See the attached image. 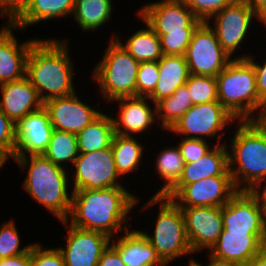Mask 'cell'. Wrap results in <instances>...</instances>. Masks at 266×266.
Segmentation results:
<instances>
[{"mask_svg":"<svg viewBox=\"0 0 266 266\" xmlns=\"http://www.w3.org/2000/svg\"><path fill=\"white\" fill-rule=\"evenodd\" d=\"M136 203L137 198L123 187L73 191L70 225L111 238L113 231L122 229V222Z\"/></svg>","mask_w":266,"mask_h":266,"instance_id":"6da1fadb","label":"cell"},{"mask_svg":"<svg viewBox=\"0 0 266 266\" xmlns=\"http://www.w3.org/2000/svg\"><path fill=\"white\" fill-rule=\"evenodd\" d=\"M67 49L66 44L58 40L37 39L32 44L26 62V77L43 102L75 93L73 66ZM43 91L47 93L43 95Z\"/></svg>","mask_w":266,"mask_h":266,"instance_id":"7a4b0ae2","label":"cell"},{"mask_svg":"<svg viewBox=\"0 0 266 266\" xmlns=\"http://www.w3.org/2000/svg\"><path fill=\"white\" fill-rule=\"evenodd\" d=\"M216 83L218 102L234 118L252 120L253 111L264 107L259 101L253 63L247 57L231 59L216 76Z\"/></svg>","mask_w":266,"mask_h":266,"instance_id":"3957f363","label":"cell"},{"mask_svg":"<svg viewBox=\"0 0 266 266\" xmlns=\"http://www.w3.org/2000/svg\"><path fill=\"white\" fill-rule=\"evenodd\" d=\"M239 122L231 145L232 155L228 154L229 172L238 191H251L266 178V137L251 120ZM233 163H237L236 170L231 169ZM242 181L245 186L240 189Z\"/></svg>","mask_w":266,"mask_h":266,"instance_id":"277c9868","label":"cell"},{"mask_svg":"<svg viewBox=\"0 0 266 266\" xmlns=\"http://www.w3.org/2000/svg\"><path fill=\"white\" fill-rule=\"evenodd\" d=\"M25 190L67 226L72 196L67 194V174L64 167L52 163L43 154L30 155Z\"/></svg>","mask_w":266,"mask_h":266,"instance_id":"5b68a950","label":"cell"},{"mask_svg":"<svg viewBox=\"0 0 266 266\" xmlns=\"http://www.w3.org/2000/svg\"><path fill=\"white\" fill-rule=\"evenodd\" d=\"M159 202L160 212L156 220L154 236L142 233L154 247L161 260L167 264L172 259L184 254L193 253V251L186 235L182 209L172 199L162 195H154L147 205L151 206Z\"/></svg>","mask_w":266,"mask_h":266,"instance_id":"8992f818","label":"cell"},{"mask_svg":"<svg viewBox=\"0 0 266 266\" xmlns=\"http://www.w3.org/2000/svg\"><path fill=\"white\" fill-rule=\"evenodd\" d=\"M93 72L108 100L136 96L139 62L114 38Z\"/></svg>","mask_w":266,"mask_h":266,"instance_id":"52a82bcc","label":"cell"},{"mask_svg":"<svg viewBox=\"0 0 266 266\" xmlns=\"http://www.w3.org/2000/svg\"><path fill=\"white\" fill-rule=\"evenodd\" d=\"M189 73L216 77L231 61L208 22H201L185 53Z\"/></svg>","mask_w":266,"mask_h":266,"instance_id":"ba28073f","label":"cell"},{"mask_svg":"<svg viewBox=\"0 0 266 266\" xmlns=\"http://www.w3.org/2000/svg\"><path fill=\"white\" fill-rule=\"evenodd\" d=\"M237 192L232 176H213L187 185H174L164 196L172 199L180 208L222 207Z\"/></svg>","mask_w":266,"mask_h":266,"instance_id":"9c48e42d","label":"cell"},{"mask_svg":"<svg viewBox=\"0 0 266 266\" xmlns=\"http://www.w3.org/2000/svg\"><path fill=\"white\" fill-rule=\"evenodd\" d=\"M73 164L76 165L73 191L123 187L115 180L120 175L115 166L111 146L79 154Z\"/></svg>","mask_w":266,"mask_h":266,"instance_id":"30bf717a","label":"cell"},{"mask_svg":"<svg viewBox=\"0 0 266 266\" xmlns=\"http://www.w3.org/2000/svg\"><path fill=\"white\" fill-rule=\"evenodd\" d=\"M48 112L44 107L29 113L15 124L16 147L13 159L26 167V153L44 154L48 148L53 132Z\"/></svg>","mask_w":266,"mask_h":266,"instance_id":"8fae6325","label":"cell"},{"mask_svg":"<svg viewBox=\"0 0 266 266\" xmlns=\"http://www.w3.org/2000/svg\"><path fill=\"white\" fill-rule=\"evenodd\" d=\"M139 15L156 34L194 32L201 23L182 0H163L142 7Z\"/></svg>","mask_w":266,"mask_h":266,"instance_id":"7c38bea8","label":"cell"},{"mask_svg":"<svg viewBox=\"0 0 266 266\" xmlns=\"http://www.w3.org/2000/svg\"><path fill=\"white\" fill-rule=\"evenodd\" d=\"M223 231L266 232V218L251 191H238L222 206Z\"/></svg>","mask_w":266,"mask_h":266,"instance_id":"4fadbf2b","label":"cell"},{"mask_svg":"<svg viewBox=\"0 0 266 266\" xmlns=\"http://www.w3.org/2000/svg\"><path fill=\"white\" fill-rule=\"evenodd\" d=\"M184 214L186 235L193 252L209 248L223 232L222 207L181 208Z\"/></svg>","mask_w":266,"mask_h":266,"instance_id":"5bb4252c","label":"cell"},{"mask_svg":"<svg viewBox=\"0 0 266 266\" xmlns=\"http://www.w3.org/2000/svg\"><path fill=\"white\" fill-rule=\"evenodd\" d=\"M43 107L48 112L54 130L74 134L82 131L101 114V112L81 102L75 93L49 99L44 102Z\"/></svg>","mask_w":266,"mask_h":266,"instance_id":"9a60e30c","label":"cell"},{"mask_svg":"<svg viewBox=\"0 0 266 266\" xmlns=\"http://www.w3.org/2000/svg\"><path fill=\"white\" fill-rule=\"evenodd\" d=\"M66 249L59 248L65 266H97L110 237L99 231L69 226Z\"/></svg>","mask_w":266,"mask_h":266,"instance_id":"2e32d148","label":"cell"},{"mask_svg":"<svg viewBox=\"0 0 266 266\" xmlns=\"http://www.w3.org/2000/svg\"><path fill=\"white\" fill-rule=\"evenodd\" d=\"M253 15L259 18L242 0H235L214 15L216 16V25L213 30L222 49L229 57L245 38Z\"/></svg>","mask_w":266,"mask_h":266,"instance_id":"e0dca14e","label":"cell"},{"mask_svg":"<svg viewBox=\"0 0 266 266\" xmlns=\"http://www.w3.org/2000/svg\"><path fill=\"white\" fill-rule=\"evenodd\" d=\"M234 117L218 102L192 105L170 131L215 136Z\"/></svg>","mask_w":266,"mask_h":266,"instance_id":"ac0fdd59","label":"cell"},{"mask_svg":"<svg viewBox=\"0 0 266 266\" xmlns=\"http://www.w3.org/2000/svg\"><path fill=\"white\" fill-rule=\"evenodd\" d=\"M266 232L223 231L210 254L240 266H245L255 255L265 248Z\"/></svg>","mask_w":266,"mask_h":266,"instance_id":"d6986e66","label":"cell"},{"mask_svg":"<svg viewBox=\"0 0 266 266\" xmlns=\"http://www.w3.org/2000/svg\"><path fill=\"white\" fill-rule=\"evenodd\" d=\"M0 85L2 90L0 109L14 124L44 106L37 90L26 76Z\"/></svg>","mask_w":266,"mask_h":266,"instance_id":"ffe728a7","label":"cell"},{"mask_svg":"<svg viewBox=\"0 0 266 266\" xmlns=\"http://www.w3.org/2000/svg\"><path fill=\"white\" fill-rule=\"evenodd\" d=\"M8 25L0 31V84L16 81L26 76L27 58L32 44L36 41L33 39L18 45L11 33L13 26L11 23Z\"/></svg>","mask_w":266,"mask_h":266,"instance_id":"44dd1931","label":"cell"},{"mask_svg":"<svg viewBox=\"0 0 266 266\" xmlns=\"http://www.w3.org/2000/svg\"><path fill=\"white\" fill-rule=\"evenodd\" d=\"M227 146H214L196 162L185 163L182 175L175 185H187L213 176H232L229 172Z\"/></svg>","mask_w":266,"mask_h":266,"instance_id":"7402d4cb","label":"cell"},{"mask_svg":"<svg viewBox=\"0 0 266 266\" xmlns=\"http://www.w3.org/2000/svg\"><path fill=\"white\" fill-rule=\"evenodd\" d=\"M117 243L111 245L119 252L126 266H165L154 247L145 238L142 231H128Z\"/></svg>","mask_w":266,"mask_h":266,"instance_id":"603a6c76","label":"cell"},{"mask_svg":"<svg viewBox=\"0 0 266 266\" xmlns=\"http://www.w3.org/2000/svg\"><path fill=\"white\" fill-rule=\"evenodd\" d=\"M146 98L147 97L133 96L116 99V101H121V111L119 120L112 118L115 134L130 136L129 131L134 134L143 132L153 123L154 113L147 105L145 101ZM121 127L123 129H121Z\"/></svg>","mask_w":266,"mask_h":266,"instance_id":"cb8c5ba5","label":"cell"},{"mask_svg":"<svg viewBox=\"0 0 266 266\" xmlns=\"http://www.w3.org/2000/svg\"><path fill=\"white\" fill-rule=\"evenodd\" d=\"M159 80L154 92L148 97L156 104L170 97L180 86L186 84L190 75L185 56L163 55L158 61Z\"/></svg>","mask_w":266,"mask_h":266,"instance_id":"d4e9b609","label":"cell"},{"mask_svg":"<svg viewBox=\"0 0 266 266\" xmlns=\"http://www.w3.org/2000/svg\"><path fill=\"white\" fill-rule=\"evenodd\" d=\"M75 0H27L20 13L10 22L13 28L73 13Z\"/></svg>","mask_w":266,"mask_h":266,"instance_id":"484cf974","label":"cell"},{"mask_svg":"<svg viewBox=\"0 0 266 266\" xmlns=\"http://www.w3.org/2000/svg\"><path fill=\"white\" fill-rule=\"evenodd\" d=\"M114 134L112 118L101 113L88 126L76 134L79 154L109 148Z\"/></svg>","mask_w":266,"mask_h":266,"instance_id":"4316f807","label":"cell"},{"mask_svg":"<svg viewBox=\"0 0 266 266\" xmlns=\"http://www.w3.org/2000/svg\"><path fill=\"white\" fill-rule=\"evenodd\" d=\"M121 46L139 63L158 62L163 57L160 37L147 24V29H141L132 35L126 45L116 39Z\"/></svg>","mask_w":266,"mask_h":266,"instance_id":"83f0119b","label":"cell"},{"mask_svg":"<svg viewBox=\"0 0 266 266\" xmlns=\"http://www.w3.org/2000/svg\"><path fill=\"white\" fill-rule=\"evenodd\" d=\"M192 105L189 90L186 85H183L170 97L158 101L155 104L154 113L163 119L162 127L171 130Z\"/></svg>","mask_w":266,"mask_h":266,"instance_id":"f1b7e54d","label":"cell"},{"mask_svg":"<svg viewBox=\"0 0 266 266\" xmlns=\"http://www.w3.org/2000/svg\"><path fill=\"white\" fill-rule=\"evenodd\" d=\"M111 0H75L73 13L84 30H95L110 19Z\"/></svg>","mask_w":266,"mask_h":266,"instance_id":"f546056e","label":"cell"},{"mask_svg":"<svg viewBox=\"0 0 266 266\" xmlns=\"http://www.w3.org/2000/svg\"><path fill=\"white\" fill-rule=\"evenodd\" d=\"M111 148L115 166L121 176L135 170L142 157V146L131 136L114 134Z\"/></svg>","mask_w":266,"mask_h":266,"instance_id":"4dcf8cb0","label":"cell"},{"mask_svg":"<svg viewBox=\"0 0 266 266\" xmlns=\"http://www.w3.org/2000/svg\"><path fill=\"white\" fill-rule=\"evenodd\" d=\"M76 134L61 130H53L46 152L43 154L52 163L60 165L63 161H72L79 156Z\"/></svg>","mask_w":266,"mask_h":266,"instance_id":"1f68e13d","label":"cell"},{"mask_svg":"<svg viewBox=\"0 0 266 266\" xmlns=\"http://www.w3.org/2000/svg\"><path fill=\"white\" fill-rule=\"evenodd\" d=\"M156 161L158 173L167 181L156 195L164 196L179 181L185 163L178 147L164 149Z\"/></svg>","mask_w":266,"mask_h":266,"instance_id":"d6a6232c","label":"cell"},{"mask_svg":"<svg viewBox=\"0 0 266 266\" xmlns=\"http://www.w3.org/2000/svg\"><path fill=\"white\" fill-rule=\"evenodd\" d=\"M185 85L193 105L218 101L216 77L190 74Z\"/></svg>","mask_w":266,"mask_h":266,"instance_id":"836d02e7","label":"cell"},{"mask_svg":"<svg viewBox=\"0 0 266 266\" xmlns=\"http://www.w3.org/2000/svg\"><path fill=\"white\" fill-rule=\"evenodd\" d=\"M159 80L158 62L139 63L136 78V96L149 97L155 90Z\"/></svg>","mask_w":266,"mask_h":266,"instance_id":"e575fe53","label":"cell"},{"mask_svg":"<svg viewBox=\"0 0 266 266\" xmlns=\"http://www.w3.org/2000/svg\"><path fill=\"white\" fill-rule=\"evenodd\" d=\"M19 235L14 222L4 223L3 228L0 226V258L13 257L20 254L27 253L31 245L19 249Z\"/></svg>","mask_w":266,"mask_h":266,"instance_id":"d590c367","label":"cell"},{"mask_svg":"<svg viewBox=\"0 0 266 266\" xmlns=\"http://www.w3.org/2000/svg\"><path fill=\"white\" fill-rule=\"evenodd\" d=\"M157 35L160 37L163 55L184 56L193 32H170Z\"/></svg>","mask_w":266,"mask_h":266,"instance_id":"8d00e7d4","label":"cell"},{"mask_svg":"<svg viewBox=\"0 0 266 266\" xmlns=\"http://www.w3.org/2000/svg\"><path fill=\"white\" fill-rule=\"evenodd\" d=\"M201 22H208L210 17L219 13L235 0H182Z\"/></svg>","mask_w":266,"mask_h":266,"instance_id":"74e56055","label":"cell"},{"mask_svg":"<svg viewBox=\"0 0 266 266\" xmlns=\"http://www.w3.org/2000/svg\"><path fill=\"white\" fill-rule=\"evenodd\" d=\"M16 147L15 124L0 109V161L14 157Z\"/></svg>","mask_w":266,"mask_h":266,"instance_id":"f35d334b","label":"cell"},{"mask_svg":"<svg viewBox=\"0 0 266 266\" xmlns=\"http://www.w3.org/2000/svg\"><path fill=\"white\" fill-rule=\"evenodd\" d=\"M178 148L184 163L196 162L210 150L205 140L198 136L183 139Z\"/></svg>","mask_w":266,"mask_h":266,"instance_id":"ab89813d","label":"cell"},{"mask_svg":"<svg viewBox=\"0 0 266 266\" xmlns=\"http://www.w3.org/2000/svg\"><path fill=\"white\" fill-rule=\"evenodd\" d=\"M31 266H65L60 249H41L38 244L31 247Z\"/></svg>","mask_w":266,"mask_h":266,"instance_id":"60d3db41","label":"cell"},{"mask_svg":"<svg viewBox=\"0 0 266 266\" xmlns=\"http://www.w3.org/2000/svg\"><path fill=\"white\" fill-rule=\"evenodd\" d=\"M252 63L256 72L257 92L259 101L266 105V60L264 65L255 63L250 56H246Z\"/></svg>","mask_w":266,"mask_h":266,"instance_id":"b9f144b4","label":"cell"},{"mask_svg":"<svg viewBox=\"0 0 266 266\" xmlns=\"http://www.w3.org/2000/svg\"><path fill=\"white\" fill-rule=\"evenodd\" d=\"M97 266H126L119 252L109 245L101 255Z\"/></svg>","mask_w":266,"mask_h":266,"instance_id":"7bdbcfd3","label":"cell"},{"mask_svg":"<svg viewBox=\"0 0 266 266\" xmlns=\"http://www.w3.org/2000/svg\"><path fill=\"white\" fill-rule=\"evenodd\" d=\"M27 0H0V13L9 14L11 22L23 9Z\"/></svg>","mask_w":266,"mask_h":266,"instance_id":"ee69618b","label":"cell"},{"mask_svg":"<svg viewBox=\"0 0 266 266\" xmlns=\"http://www.w3.org/2000/svg\"><path fill=\"white\" fill-rule=\"evenodd\" d=\"M0 266H31V248L24 254L0 258Z\"/></svg>","mask_w":266,"mask_h":266,"instance_id":"f6af8a7d","label":"cell"},{"mask_svg":"<svg viewBox=\"0 0 266 266\" xmlns=\"http://www.w3.org/2000/svg\"><path fill=\"white\" fill-rule=\"evenodd\" d=\"M210 263L208 264V266H240L237 263L225 260V259H220L217 258L213 255L210 254ZM189 266H201L199 263H197L194 260H191V262L188 264Z\"/></svg>","mask_w":266,"mask_h":266,"instance_id":"bcb514c9","label":"cell"},{"mask_svg":"<svg viewBox=\"0 0 266 266\" xmlns=\"http://www.w3.org/2000/svg\"><path fill=\"white\" fill-rule=\"evenodd\" d=\"M249 8L260 16L266 10V0H242Z\"/></svg>","mask_w":266,"mask_h":266,"instance_id":"7dc6e473","label":"cell"},{"mask_svg":"<svg viewBox=\"0 0 266 266\" xmlns=\"http://www.w3.org/2000/svg\"><path fill=\"white\" fill-rule=\"evenodd\" d=\"M266 137V105L260 109V116L251 120Z\"/></svg>","mask_w":266,"mask_h":266,"instance_id":"c3c4849f","label":"cell"},{"mask_svg":"<svg viewBox=\"0 0 266 266\" xmlns=\"http://www.w3.org/2000/svg\"><path fill=\"white\" fill-rule=\"evenodd\" d=\"M245 266H266V248L255 255Z\"/></svg>","mask_w":266,"mask_h":266,"instance_id":"681fc988","label":"cell"},{"mask_svg":"<svg viewBox=\"0 0 266 266\" xmlns=\"http://www.w3.org/2000/svg\"><path fill=\"white\" fill-rule=\"evenodd\" d=\"M260 190L257 188H253L251 192L254 194V196L257 198L260 208L263 211V214L266 218V188H264L263 193L260 195Z\"/></svg>","mask_w":266,"mask_h":266,"instance_id":"f907efd6","label":"cell"},{"mask_svg":"<svg viewBox=\"0 0 266 266\" xmlns=\"http://www.w3.org/2000/svg\"><path fill=\"white\" fill-rule=\"evenodd\" d=\"M259 19L266 24V10L259 16Z\"/></svg>","mask_w":266,"mask_h":266,"instance_id":"816d5d0a","label":"cell"}]
</instances>
